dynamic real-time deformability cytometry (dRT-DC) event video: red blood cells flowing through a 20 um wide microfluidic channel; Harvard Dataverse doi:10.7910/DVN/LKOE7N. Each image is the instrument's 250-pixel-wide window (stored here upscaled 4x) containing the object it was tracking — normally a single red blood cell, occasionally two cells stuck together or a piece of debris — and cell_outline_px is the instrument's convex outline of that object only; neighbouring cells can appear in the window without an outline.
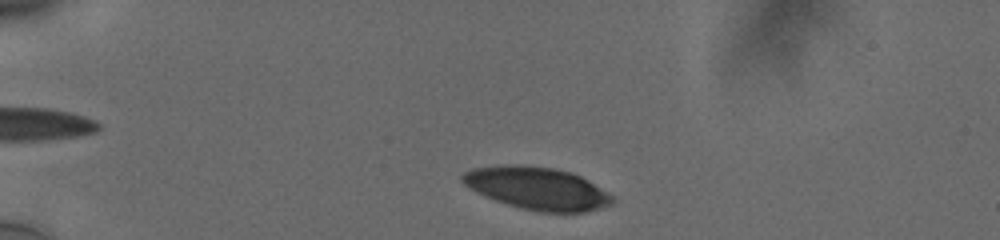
{"species": "human", "species_latin": "Homo sapiens", "temperature_condition": "cold", "stored_images_in_passage": 9, "camera_frame_rate_fps": 3000, "um_per_image_px": 0.085, "donor": {"sex": "male"}, "frame": {"image": 1, "passage_image": 1, "time_ms": 0.0, "image_size_px": [1000, 240], "cell_outline_px": [[616, 200], [612, 204], [600, 208], [584, 212], [536, 212], [520, 208], [496, 200], [476, 192], [464, 184], [460, 180], [460, 176], [464, 172], [472, 168], [504, 164], [520, 164], [552, 168], [572, 172], [588, 180], [612, 196]], "centroid_in_image_um": [45.63, 16.0], "position_along_channel_um": 39.4, "area_um2": 37.22}}
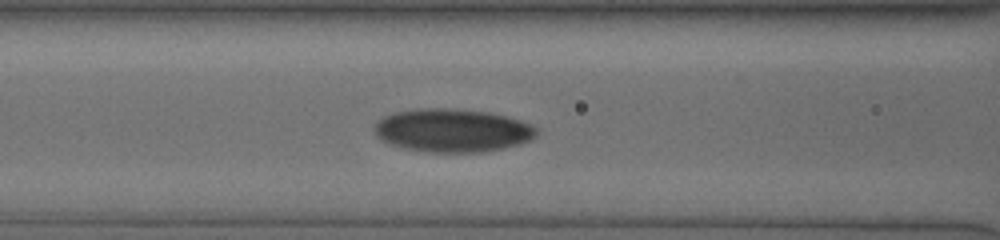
{"frame": {"image": 2, "passage_image": 7, "time_ms": 2.0, "image_size_px": [1000, 240], "cell_outline_px": [[540, 128], [536, 136], [520, 144], [504, 148], [484, 152], [428, 152], [404, 148], [380, 140], [376, 136], [376, 120], [384, 116], [396, 112], [420, 108], [448, 108], [488, 112], [520, 120], [532, 124]], "centroid_in_image_um": [38.48, 11.09], "position_along_channel_um": 128.1, "area_um2": 40.92}}
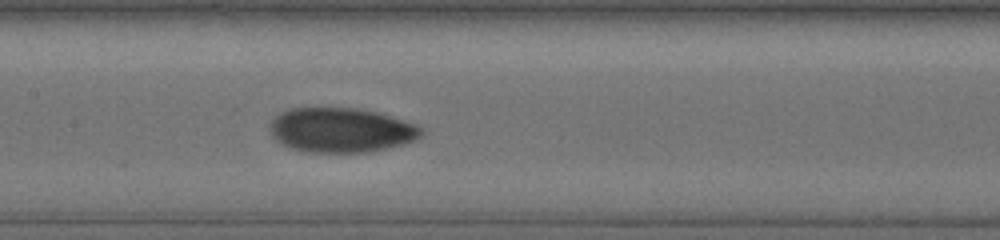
{"frame": {"image": 3, "passage_image": 9, "time_ms": 2.667, "image_size_px": [1000, 240], "cell_outline_px": [[424, 132], [416, 140], [404, 144], [388, 148], [368, 152], [304, 152], [288, 148], [276, 140], [272, 136], [268, 128], [268, 124], [280, 112], [292, 108], [356, 108], [376, 112], [404, 120], [416, 124], [424, 128]], "centroid_in_image_um": [28.98, 11.07], "position_along_channel_um": 178.4, "area_um2": 39.71}}